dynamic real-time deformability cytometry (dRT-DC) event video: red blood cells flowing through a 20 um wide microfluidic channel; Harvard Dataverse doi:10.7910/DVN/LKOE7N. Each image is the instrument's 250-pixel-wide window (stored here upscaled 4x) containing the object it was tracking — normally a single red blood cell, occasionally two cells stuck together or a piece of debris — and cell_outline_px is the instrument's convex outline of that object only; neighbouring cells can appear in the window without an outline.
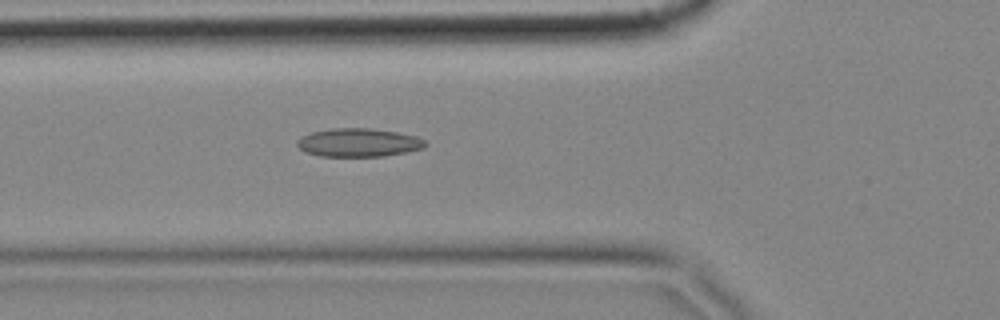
{"species": "common noctule bat (a hibernating species)", "species_latin": "Nyctalus noctula", "temperature_condition": "cold", "stored_images_in_passage": 57, "camera_frame_rate_fps": 3000, "um_per_image_px": 0.085, "animal": {"sex": "female", "body_mass_g": 18.4}, "frame": {"image": 1, "passage_image": 20, "time_ms": 6.333, "image_size_px": [1000, 320], "cell_outline_px": [[428, 144], [424, 148], [404, 152], [380, 156], [320, 156], [308, 152], [300, 148], [296, 144], [296, 140], [312, 132], [332, 128], [372, 128], [396, 132], [416, 136], [424, 140]], "centroid_in_image_um": [30.49, 12.11], "position_along_channel_um": 95.3, "area_um2": 20.98}}
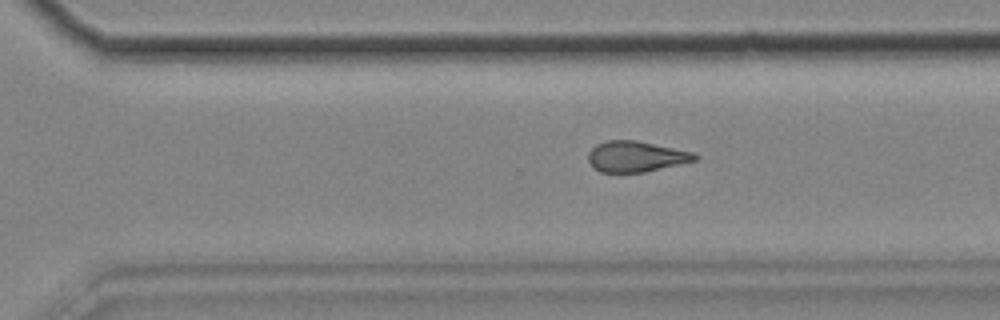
{"frame": {"image": 2, "passage_image": 39, "time_ms": 12.667, "image_size_px": [1000, 320], "cell_outline_px": [[700, 156], [696, 160], [644, 172], [600, 172], [592, 168], [588, 160], [588, 152], [596, 144], [608, 140], [636, 140], [692, 152]], "centroid_in_image_um": [54.01, 13.3], "position_along_channel_um": 316.6, "area_um2": 19.02}}
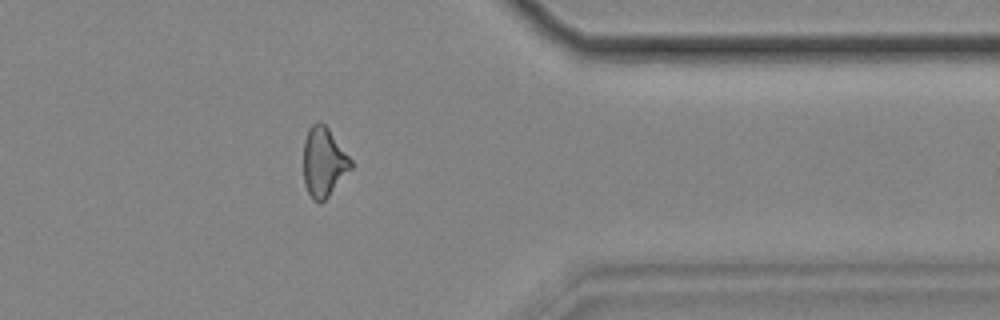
{"frame": {"image": 3, "passage_image": 46, "time_ms": 15.0, "image_size_px": [1000, 320], "cell_outline_px": [[352, 168], [328, 196], [320, 204], [312, 200], [304, 184], [304, 140], [308, 128], [316, 120], [320, 120], [328, 128], [352, 160]], "centroid_in_image_um": [27.5, 13.77], "position_along_channel_um": 383.9, "area_um2": 19.25}, "authors_computed_cell_mechanics": {"area_um2": 19.9988, "velocity_mm_per_s": 3.5019, "shape_relaxation_time_tau1_ms": null, "shape_relaxation_time_tau2_ms": 5.0868, "deformation_change_tau1": null, "deformation_change_tau2": 0.134}}